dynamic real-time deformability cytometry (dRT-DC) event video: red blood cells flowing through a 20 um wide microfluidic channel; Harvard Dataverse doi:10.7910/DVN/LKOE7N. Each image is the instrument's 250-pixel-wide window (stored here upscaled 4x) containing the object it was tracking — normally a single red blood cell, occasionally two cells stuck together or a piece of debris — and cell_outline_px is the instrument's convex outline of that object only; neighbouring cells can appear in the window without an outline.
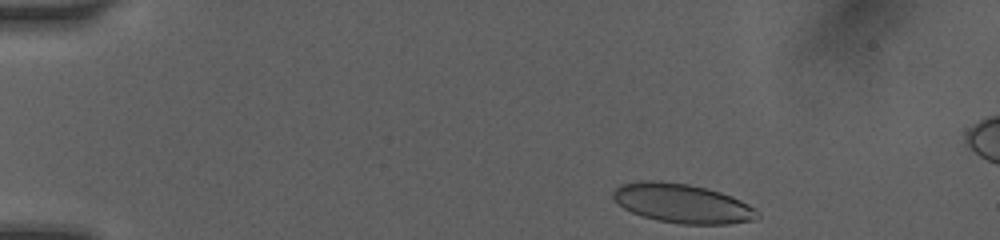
{"species": "human", "species_latin": "Homo sapiens", "temperature_condition": "room temperature", "stored_images_in_passage": 72, "camera_frame_rate_fps": 3000, "um_per_image_px": 0.085, "donor": {"sex": "female"}, "frame": {"image": 1, "passage_image": 1, "time_ms": 0.0, "image_size_px": [1000, 240], "cell_outline_px": [[760, 216], [756, 220], [728, 224], [680, 224], [656, 220], [640, 216], [624, 208], [612, 196], [612, 192], [620, 184], [640, 180], [652, 180], [688, 184], [708, 188], [732, 196], [756, 208], [760, 212]], "centroid_in_image_um": [58.02, 17.29], "position_along_channel_um": 27.0, "area_um2": 33.23}}
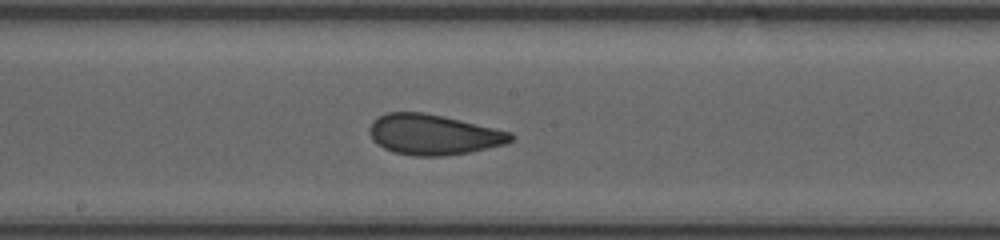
{"frame": {"image": 2, "passage_image": 37, "time_ms": 6.667, "image_size_px": [1000, 240], "cell_outline_px": [[516, 136], [512, 140], [504, 144], [468, 152], [444, 156], [416, 156], [392, 152], [384, 148], [372, 140], [368, 132], [368, 128], [372, 120], [388, 112], [424, 112], [444, 116], [512, 132]], "centroid_in_image_um": [36.81, 11.43], "position_along_channel_um": 211.4, "area_um2": 33.35}}
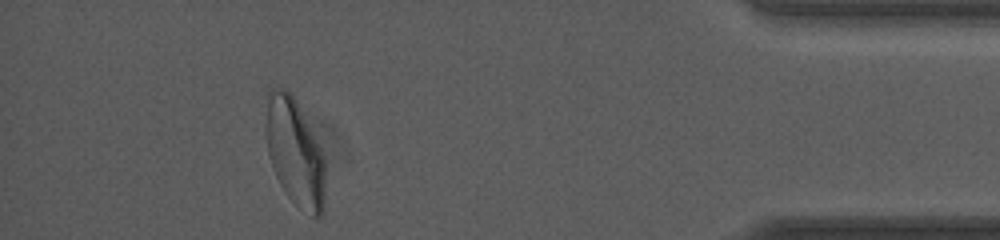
{"frame": {"image": 3, "passage_image": 60, "time_ms": 12.667, "image_size_px": [1000, 240], "cell_outline_px": [[324, 208], [320, 216], [312, 216], [296, 204], [284, 192], [272, 168], [268, 156], [264, 136], [264, 124], [268, 88], [284, 88], [296, 100], [324, 156]], "centroid_in_image_um": [25.0, 12.91], "position_along_channel_um": 410.2, "area_um2": 37.28}, "authors_computed_cell_mechanics": {"area_um2": 33.5818, "velocity_mm_per_s": 4.0932, "shape_relaxation_time_tau1_ms": 5.4103, "shape_relaxation_time_tau2_ms": 1.0942, "deformation_change_tau1": 0.1598, "deformation_change_tau2": 0.0663}}